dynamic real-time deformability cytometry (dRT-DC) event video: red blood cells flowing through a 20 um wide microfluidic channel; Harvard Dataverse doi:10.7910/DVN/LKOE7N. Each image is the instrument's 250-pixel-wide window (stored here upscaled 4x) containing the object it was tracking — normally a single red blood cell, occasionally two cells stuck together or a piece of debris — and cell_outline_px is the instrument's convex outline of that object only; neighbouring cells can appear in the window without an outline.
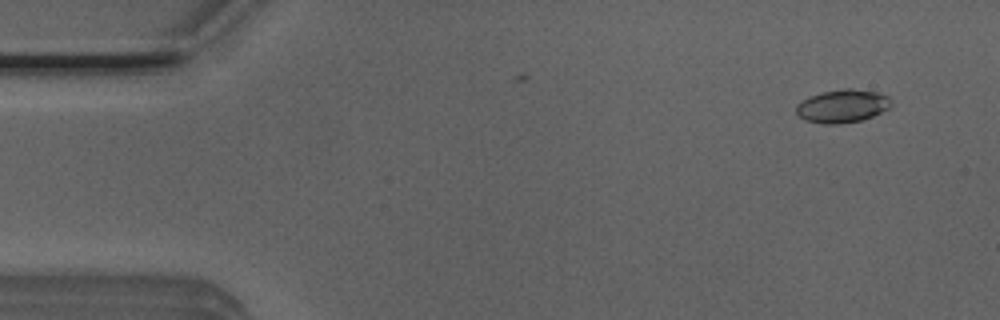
{"species": "Egyptian fruit bat (a non-hibernating species)", "species_latin": "Rousettus aegyptiacus", "temperature_condition": "room temperature", "stored_images_in_passage": 7, "camera_frame_rate_fps": 3000, "um_per_image_px": 0.085, "animal": {"sex": "male"}, "frame": {"image": 1, "passage_image": 3, "time_ms": 0.667, "image_size_px": [1000, 320], "cell_outline_px": [[892, 104], [888, 108], [872, 116], [860, 120], [840, 124], [824, 124], [804, 120], [796, 112], [796, 104], [812, 96], [824, 92], [848, 88], [876, 92], [888, 96]], "centroid_in_image_um": [71.6, 9.03], "position_along_channel_um": 13.4, "area_um2": 17.98}}